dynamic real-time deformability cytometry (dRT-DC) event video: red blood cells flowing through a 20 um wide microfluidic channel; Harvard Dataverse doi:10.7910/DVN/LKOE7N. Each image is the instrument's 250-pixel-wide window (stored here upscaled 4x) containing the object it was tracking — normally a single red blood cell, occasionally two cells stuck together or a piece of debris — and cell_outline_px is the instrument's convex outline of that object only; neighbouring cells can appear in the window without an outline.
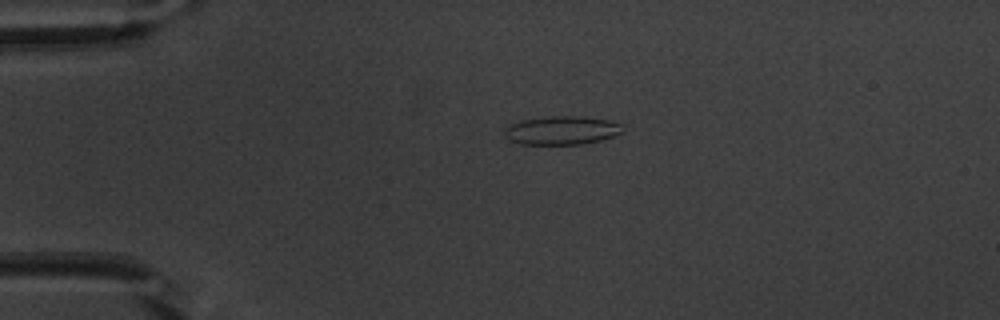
{"species": "common noctule bat (a hibernating species)", "species_latin": "Nyctalus noctula", "temperature_condition": "warm", "stored_images_in_passage": 42, "camera_frame_rate_fps": 3000, "um_per_image_px": 0.085, "animal": {"sex": "male", "body_mass_g": 20.1, "forearm_length_mm": 53.5}, "frame": {"image": 1, "passage_image": 1, "time_ms": 0.0, "image_size_px": [1000, 320], "cell_outline_px": [[624, 128], [620, 132], [612, 136], [600, 140], [580, 144], [520, 144], [508, 140], [504, 136], [504, 128], [512, 124], [524, 120], [552, 116], [584, 116], [608, 120], [620, 124]], "centroid_in_image_um": [47.71, 11.08], "position_along_channel_um": 37.3, "area_um2": 19.48}}
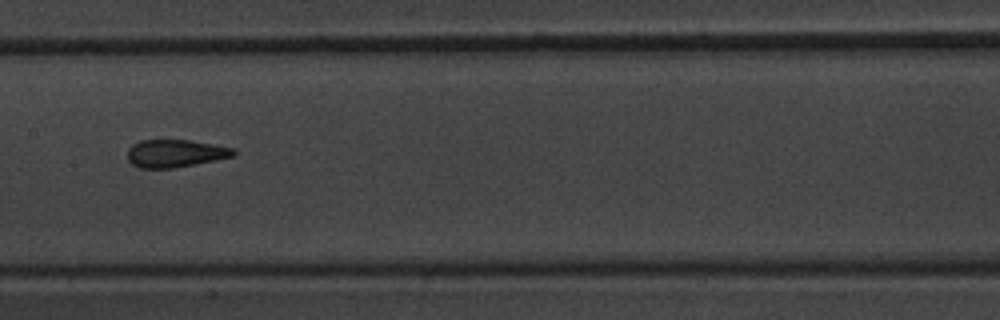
{"frame": {"image": 2, "passage_image": 16, "time_ms": 5.0, "image_size_px": [1000, 320], "cell_outline_px": [[236, 156], [172, 168], [140, 168], [132, 164], [128, 160], [128, 148], [132, 144], [140, 140], [188, 140], [236, 148]], "centroid_in_image_um": [14.9, 13.03], "position_along_channel_um": 192.5, "area_um2": 17.11}}
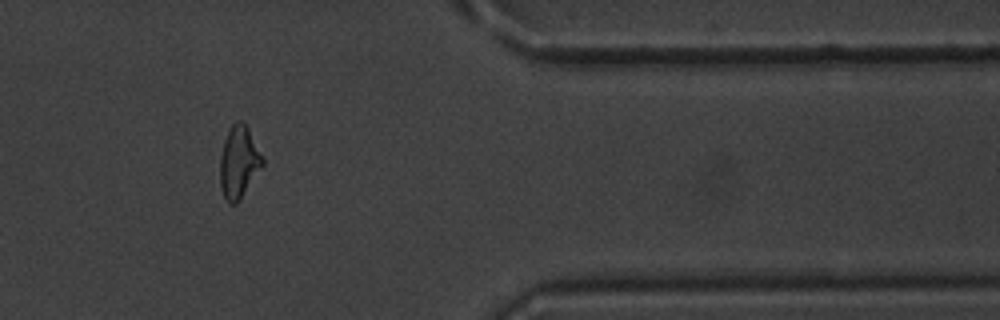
{"frame": {"image": 3, "passage_image": 33, "time_ms": 10.667, "image_size_px": [1000, 320], "cell_outline_px": [[264, 164], [240, 200], [236, 204], [228, 204], [220, 188], [220, 156], [224, 140], [232, 124], [236, 120], [240, 120], [248, 128], [264, 156]], "centroid_in_image_um": [20.31, 13.79], "position_along_channel_um": 391.1, "area_um2": 18.03}, "authors_computed_cell_mechanics": {"area_um2": 17.4267, "velocity_mm_per_s": 3.848, "shape_relaxation_time_tau1_ms": 5.5694, "shape_relaxation_time_tau2_ms": 1.3289, "deformation_change_tau1": 0.1807, "deformation_change_tau2": 0.0918}}